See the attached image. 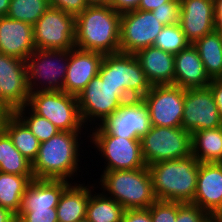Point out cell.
<instances>
[{"label": "cell", "mask_w": 222, "mask_h": 222, "mask_svg": "<svg viewBox=\"0 0 222 222\" xmlns=\"http://www.w3.org/2000/svg\"><path fill=\"white\" fill-rule=\"evenodd\" d=\"M191 43L186 39L180 24L166 25L156 37L153 46L165 52L177 54Z\"/></svg>", "instance_id": "obj_33"}, {"label": "cell", "mask_w": 222, "mask_h": 222, "mask_svg": "<svg viewBox=\"0 0 222 222\" xmlns=\"http://www.w3.org/2000/svg\"><path fill=\"white\" fill-rule=\"evenodd\" d=\"M19 222H58L57 209H19Z\"/></svg>", "instance_id": "obj_36"}, {"label": "cell", "mask_w": 222, "mask_h": 222, "mask_svg": "<svg viewBox=\"0 0 222 222\" xmlns=\"http://www.w3.org/2000/svg\"><path fill=\"white\" fill-rule=\"evenodd\" d=\"M101 173L97 188L104 195L116 200L126 210L147 209L157 200L148 166Z\"/></svg>", "instance_id": "obj_4"}, {"label": "cell", "mask_w": 222, "mask_h": 222, "mask_svg": "<svg viewBox=\"0 0 222 222\" xmlns=\"http://www.w3.org/2000/svg\"><path fill=\"white\" fill-rule=\"evenodd\" d=\"M200 162L193 156L148 166L157 200L192 203Z\"/></svg>", "instance_id": "obj_3"}, {"label": "cell", "mask_w": 222, "mask_h": 222, "mask_svg": "<svg viewBox=\"0 0 222 222\" xmlns=\"http://www.w3.org/2000/svg\"><path fill=\"white\" fill-rule=\"evenodd\" d=\"M88 6L110 5L111 0H85Z\"/></svg>", "instance_id": "obj_46"}, {"label": "cell", "mask_w": 222, "mask_h": 222, "mask_svg": "<svg viewBox=\"0 0 222 222\" xmlns=\"http://www.w3.org/2000/svg\"><path fill=\"white\" fill-rule=\"evenodd\" d=\"M33 179V175L0 172V206L18 215L22 196Z\"/></svg>", "instance_id": "obj_28"}, {"label": "cell", "mask_w": 222, "mask_h": 222, "mask_svg": "<svg viewBox=\"0 0 222 222\" xmlns=\"http://www.w3.org/2000/svg\"><path fill=\"white\" fill-rule=\"evenodd\" d=\"M0 112L2 113V93L0 90Z\"/></svg>", "instance_id": "obj_48"}, {"label": "cell", "mask_w": 222, "mask_h": 222, "mask_svg": "<svg viewBox=\"0 0 222 222\" xmlns=\"http://www.w3.org/2000/svg\"><path fill=\"white\" fill-rule=\"evenodd\" d=\"M77 99L82 121L88 129L100 125L130 100L119 87L110 86L99 75L92 78Z\"/></svg>", "instance_id": "obj_9"}, {"label": "cell", "mask_w": 222, "mask_h": 222, "mask_svg": "<svg viewBox=\"0 0 222 222\" xmlns=\"http://www.w3.org/2000/svg\"><path fill=\"white\" fill-rule=\"evenodd\" d=\"M36 49L68 50L75 48V17L49 7L33 25Z\"/></svg>", "instance_id": "obj_11"}, {"label": "cell", "mask_w": 222, "mask_h": 222, "mask_svg": "<svg viewBox=\"0 0 222 222\" xmlns=\"http://www.w3.org/2000/svg\"><path fill=\"white\" fill-rule=\"evenodd\" d=\"M0 172L33 175L32 163L13 145L9 135L0 127Z\"/></svg>", "instance_id": "obj_30"}, {"label": "cell", "mask_w": 222, "mask_h": 222, "mask_svg": "<svg viewBox=\"0 0 222 222\" xmlns=\"http://www.w3.org/2000/svg\"><path fill=\"white\" fill-rule=\"evenodd\" d=\"M191 145L200 163H222V126L192 133Z\"/></svg>", "instance_id": "obj_26"}, {"label": "cell", "mask_w": 222, "mask_h": 222, "mask_svg": "<svg viewBox=\"0 0 222 222\" xmlns=\"http://www.w3.org/2000/svg\"><path fill=\"white\" fill-rule=\"evenodd\" d=\"M141 0H111L110 6L119 13L137 10Z\"/></svg>", "instance_id": "obj_40"}, {"label": "cell", "mask_w": 222, "mask_h": 222, "mask_svg": "<svg viewBox=\"0 0 222 222\" xmlns=\"http://www.w3.org/2000/svg\"><path fill=\"white\" fill-rule=\"evenodd\" d=\"M87 139L94 145L92 148L99 152L97 155L101 153L106 161L103 171L134 170L147 166L142 156L140 139L118 137L109 132H89Z\"/></svg>", "instance_id": "obj_10"}, {"label": "cell", "mask_w": 222, "mask_h": 222, "mask_svg": "<svg viewBox=\"0 0 222 222\" xmlns=\"http://www.w3.org/2000/svg\"><path fill=\"white\" fill-rule=\"evenodd\" d=\"M180 2H167L152 11L153 15L164 25H176L180 22Z\"/></svg>", "instance_id": "obj_37"}, {"label": "cell", "mask_w": 222, "mask_h": 222, "mask_svg": "<svg viewBox=\"0 0 222 222\" xmlns=\"http://www.w3.org/2000/svg\"><path fill=\"white\" fill-rule=\"evenodd\" d=\"M0 127L9 135L14 147L31 163L37 158L40 142L14 114H2Z\"/></svg>", "instance_id": "obj_25"}, {"label": "cell", "mask_w": 222, "mask_h": 222, "mask_svg": "<svg viewBox=\"0 0 222 222\" xmlns=\"http://www.w3.org/2000/svg\"><path fill=\"white\" fill-rule=\"evenodd\" d=\"M84 132L60 131L49 140L41 142L37 158L32 163L34 178L72 182L78 177V172H81L80 158L83 156L80 154L83 151L80 146L84 143L81 138L89 131Z\"/></svg>", "instance_id": "obj_1"}, {"label": "cell", "mask_w": 222, "mask_h": 222, "mask_svg": "<svg viewBox=\"0 0 222 222\" xmlns=\"http://www.w3.org/2000/svg\"><path fill=\"white\" fill-rule=\"evenodd\" d=\"M210 83L211 79L193 44L174 54V85L191 89L207 87Z\"/></svg>", "instance_id": "obj_21"}, {"label": "cell", "mask_w": 222, "mask_h": 222, "mask_svg": "<svg viewBox=\"0 0 222 222\" xmlns=\"http://www.w3.org/2000/svg\"><path fill=\"white\" fill-rule=\"evenodd\" d=\"M35 49L32 25L0 17V53L26 61Z\"/></svg>", "instance_id": "obj_20"}, {"label": "cell", "mask_w": 222, "mask_h": 222, "mask_svg": "<svg viewBox=\"0 0 222 222\" xmlns=\"http://www.w3.org/2000/svg\"><path fill=\"white\" fill-rule=\"evenodd\" d=\"M216 31L218 32L222 43V29H216Z\"/></svg>", "instance_id": "obj_49"}, {"label": "cell", "mask_w": 222, "mask_h": 222, "mask_svg": "<svg viewBox=\"0 0 222 222\" xmlns=\"http://www.w3.org/2000/svg\"><path fill=\"white\" fill-rule=\"evenodd\" d=\"M10 0H0V17L7 16Z\"/></svg>", "instance_id": "obj_45"}, {"label": "cell", "mask_w": 222, "mask_h": 222, "mask_svg": "<svg viewBox=\"0 0 222 222\" xmlns=\"http://www.w3.org/2000/svg\"><path fill=\"white\" fill-rule=\"evenodd\" d=\"M212 218L213 221L222 222V208Z\"/></svg>", "instance_id": "obj_47"}, {"label": "cell", "mask_w": 222, "mask_h": 222, "mask_svg": "<svg viewBox=\"0 0 222 222\" xmlns=\"http://www.w3.org/2000/svg\"><path fill=\"white\" fill-rule=\"evenodd\" d=\"M213 218L201 209L198 205L192 203L178 202V212L176 222H212Z\"/></svg>", "instance_id": "obj_35"}, {"label": "cell", "mask_w": 222, "mask_h": 222, "mask_svg": "<svg viewBox=\"0 0 222 222\" xmlns=\"http://www.w3.org/2000/svg\"><path fill=\"white\" fill-rule=\"evenodd\" d=\"M125 211L113 198L93 191L87 204L86 219L90 222H121Z\"/></svg>", "instance_id": "obj_29"}, {"label": "cell", "mask_w": 222, "mask_h": 222, "mask_svg": "<svg viewBox=\"0 0 222 222\" xmlns=\"http://www.w3.org/2000/svg\"><path fill=\"white\" fill-rule=\"evenodd\" d=\"M193 46L204 64L207 75L211 80L222 78V43L218 32L204 35L196 40Z\"/></svg>", "instance_id": "obj_27"}, {"label": "cell", "mask_w": 222, "mask_h": 222, "mask_svg": "<svg viewBox=\"0 0 222 222\" xmlns=\"http://www.w3.org/2000/svg\"><path fill=\"white\" fill-rule=\"evenodd\" d=\"M14 114L28 127L40 143L60 132L51 121L35 114L27 105L16 109Z\"/></svg>", "instance_id": "obj_32"}, {"label": "cell", "mask_w": 222, "mask_h": 222, "mask_svg": "<svg viewBox=\"0 0 222 222\" xmlns=\"http://www.w3.org/2000/svg\"><path fill=\"white\" fill-rule=\"evenodd\" d=\"M151 128L149 108L142 99L124 102L111 116L100 125L89 128L90 132H109L127 139H140ZM93 129V130H92Z\"/></svg>", "instance_id": "obj_12"}, {"label": "cell", "mask_w": 222, "mask_h": 222, "mask_svg": "<svg viewBox=\"0 0 222 222\" xmlns=\"http://www.w3.org/2000/svg\"><path fill=\"white\" fill-rule=\"evenodd\" d=\"M81 183L73 181L63 191L56 207L58 222H78L86 219L89 197L94 190L98 189L95 186L97 182L95 184L90 182V185Z\"/></svg>", "instance_id": "obj_24"}, {"label": "cell", "mask_w": 222, "mask_h": 222, "mask_svg": "<svg viewBox=\"0 0 222 222\" xmlns=\"http://www.w3.org/2000/svg\"><path fill=\"white\" fill-rule=\"evenodd\" d=\"M134 55L152 86L174 85V54L150 46Z\"/></svg>", "instance_id": "obj_22"}, {"label": "cell", "mask_w": 222, "mask_h": 222, "mask_svg": "<svg viewBox=\"0 0 222 222\" xmlns=\"http://www.w3.org/2000/svg\"><path fill=\"white\" fill-rule=\"evenodd\" d=\"M27 106L37 115L47 118L60 131H88L84 125L76 96L64 91L30 93Z\"/></svg>", "instance_id": "obj_6"}, {"label": "cell", "mask_w": 222, "mask_h": 222, "mask_svg": "<svg viewBox=\"0 0 222 222\" xmlns=\"http://www.w3.org/2000/svg\"><path fill=\"white\" fill-rule=\"evenodd\" d=\"M98 75L130 99H142L152 87L135 55L130 53L104 54Z\"/></svg>", "instance_id": "obj_5"}, {"label": "cell", "mask_w": 222, "mask_h": 222, "mask_svg": "<svg viewBox=\"0 0 222 222\" xmlns=\"http://www.w3.org/2000/svg\"><path fill=\"white\" fill-rule=\"evenodd\" d=\"M220 126L222 118L210 87L185 89L182 128L192 134Z\"/></svg>", "instance_id": "obj_16"}, {"label": "cell", "mask_w": 222, "mask_h": 222, "mask_svg": "<svg viewBox=\"0 0 222 222\" xmlns=\"http://www.w3.org/2000/svg\"><path fill=\"white\" fill-rule=\"evenodd\" d=\"M17 215L7 208L0 206V222H16Z\"/></svg>", "instance_id": "obj_43"}, {"label": "cell", "mask_w": 222, "mask_h": 222, "mask_svg": "<svg viewBox=\"0 0 222 222\" xmlns=\"http://www.w3.org/2000/svg\"><path fill=\"white\" fill-rule=\"evenodd\" d=\"M192 204L211 217L222 208V163H200Z\"/></svg>", "instance_id": "obj_19"}, {"label": "cell", "mask_w": 222, "mask_h": 222, "mask_svg": "<svg viewBox=\"0 0 222 222\" xmlns=\"http://www.w3.org/2000/svg\"><path fill=\"white\" fill-rule=\"evenodd\" d=\"M180 26L193 44L216 30L214 0H180Z\"/></svg>", "instance_id": "obj_17"}, {"label": "cell", "mask_w": 222, "mask_h": 222, "mask_svg": "<svg viewBox=\"0 0 222 222\" xmlns=\"http://www.w3.org/2000/svg\"><path fill=\"white\" fill-rule=\"evenodd\" d=\"M78 222H90V221H88L87 219H84V220H81V221H78Z\"/></svg>", "instance_id": "obj_50"}, {"label": "cell", "mask_w": 222, "mask_h": 222, "mask_svg": "<svg viewBox=\"0 0 222 222\" xmlns=\"http://www.w3.org/2000/svg\"><path fill=\"white\" fill-rule=\"evenodd\" d=\"M69 53L70 49H35L25 61L29 92L63 91Z\"/></svg>", "instance_id": "obj_7"}, {"label": "cell", "mask_w": 222, "mask_h": 222, "mask_svg": "<svg viewBox=\"0 0 222 222\" xmlns=\"http://www.w3.org/2000/svg\"><path fill=\"white\" fill-rule=\"evenodd\" d=\"M140 143L147 166L192 155L191 133L182 127L151 126Z\"/></svg>", "instance_id": "obj_8"}, {"label": "cell", "mask_w": 222, "mask_h": 222, "mask_svg": "<svg viewBox=\"0 0 222 222\" xmlns=\"http://www.w3.org/2000/svg\"><path fill=\"white\" fill-rule=\"evenodd\" d=\"M148 209L152 222H176L178 202L156 200Z\"/></svg>", "instance_id": "obj_34"}, {"label": "cell", "mask_w": 222, "mask_h": 222, "mask_svg": "<svg viewBox=\"0 0 222 222\" xmlns=\"http://www.w3.org/2000/svg\"><path fill=\"white\" fill-rule=\"evenodd\" d=\"M167 2H180V0H141L138 10L153 11Z\"/></svg>", "instance_id": "obj_42"}, {"label": "cell", "mask_w": 222, "mask_h": 222, "mask_svg": "<svg viewBox=\"0 0 222 222\" xmlns=\"http://www.w3.org/2000/svg\"><path fill=\"white\" fill-rule=\"evenodd\" d=\"M103 56L100 52L70 49L63 91L77 97L98 75Z\"/></svg>", "instance_id": "obj_18"}, {"label": "cell", "mask_w": 222, "mask_h": 222, "mask_svg": "<svg viewBox=\"0 0 222 222\" xmlns=\"http://www.w3.org/2000/svg\"><path fill=\"white\" fill-rule=\"evenodd\" d=\"M185 89L154 85L142 98L149 108L151 126L182 127Z\"/></svg>", "instance_id": "obj_14"}, {"label": "cell", "mask_w": 222, "mask_h": 222, "mask_svg": "<svg viewBox=\"0 0 222 222\" xmlns=\"http://www.w3.org/2000/svg\"><path fill=\"white\" fill-rule=\"evenodd\" d=\"M2 114H12L29 101L27 67L22 59L0 53Z\"/></svg>", "instance_id": "obj_15"}, {"label": "cell", "mask_w": 222, "mask_h": 222, "mask_svg": "<svg viewBox=\"0 0 222 222\" xmlns=\"http://www.w3.org/2000/svg\"><path fill=\"white\" fill-rule=\"evenodd\" d=\"M216 29H222V0H214Z\"/></svg>", "instance_id": "obj_44"}, {"label": "cell", "mask_w": 222, "mask_h": 222, "mask_svg": "<svg viewBox=\"0 0 222 222\" xmlns=\"http://www.w3.org/2000/svg\"><path fill=\"white\" fill-rule=\"evenodd\" d=\"M121 222H152L149 209H129Z\"/></svg>", "instance_id": "obj_39"}, {"label": "cell", "mask_w": 222, "mask_h": 222, "mask_svg": "<svg viewBox=\"0 0 222 222\" xmlns=\"http://www.w3.org/2000/svg\"><path fill=\"white\" fill-rule=\"evenodd\" d=\"M121 13L110 5L88 6L75 17V47L103 54L120 52Z\"/></svg>", "instance_id": "obj_2"}, {"label": "cell", "mask_w": 222, "mask_h": 222, "mask_svg": "<svg viewBox=\"0 0 222 222\" xmlns=\"http://www.w3.org/2000/svg\"><path fill=\"white\" fill-rule=\"evenodd\" d=\"M49 4L50 7L61 9L74 17L78 16L88 7L85 0H49Z\"/></svg>", "instance_id": "obj_38"}, {"label": "cell", "mask_w": 222, "mask_h": 222, "mask_svg": "<svg viewBox=\"0 0 222 222\" xmlns=\"http://www.w3.org/2000/svg\"><path fill=\"white\" fill-rule=\"evenodd\" d=\"M71 183L66 180L34 178L22 196L20 209L56 208L63 191Z\"/></svg>", "instance_id": "obj_23"}, {"label": "cell", "mask_w": 222, "mask_h": 222, "mask_svg": "<svg viewBox=\"0 0 222 222\" xmlns=\"http://www.w3.org/2000/svg\"><path fill=\"white\" fill-rule=\"evenodd\" d=\"M208 86L213 93L220 117L222 118V78L211 80V83Z\"/></svg>", "instance_id": "obj_41"}, {"label": "cell", "mask_w": 222, "mask_h": 222, "mask_svg": "<svg viewBox=\"0 0 222 222\" xmlns=\"http://www.w3.org/2000/svg\"><path fill=\"white\" fill-rule=\"evenodd\" d=\"M49 7V0H10L7 16L33 26Z\"/></svg>", "instance_id": "obj_31"}, {"label": "cell", "mask_w": 222, "mask_h": 222, "mask_svg": "<svg viewBox=\"0 0 222 222\" xmlns=\"http://www.w3.org/2000/svg\"><path fill=\"white\" fill-rule=\"evenodd\" d=\"M163 28L152 11L137 9L121 13L120 52L135 54L153 46Z\"/></svg>", "instance_id": "obj_13"}]
</instances>
